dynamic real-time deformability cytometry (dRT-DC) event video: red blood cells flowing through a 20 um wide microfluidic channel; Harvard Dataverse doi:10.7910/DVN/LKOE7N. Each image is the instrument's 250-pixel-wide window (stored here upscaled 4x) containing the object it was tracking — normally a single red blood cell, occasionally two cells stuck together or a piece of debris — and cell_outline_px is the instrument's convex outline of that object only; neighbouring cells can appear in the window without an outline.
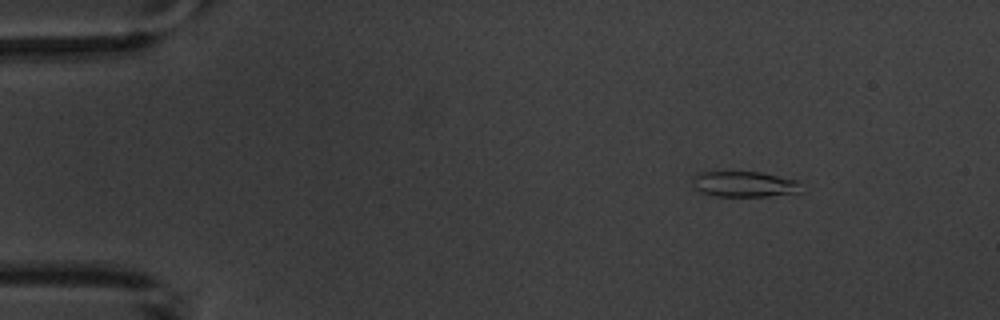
{"species": "common noctule bat (a hibernating species)", "species_latin": "Nyctalus noctula", "temperature_condition": "warm", "stored_images_in_passage": 5, "camera_frame_rate_fps": 3000, "um_per_image_px": 0.085, "animal": {"sex": "male", "body_mass_g": 20.1, "forearm_length_mm": 53.5}, "frame": {"image": 1, "passage_image": 2, "time_ms": 1.333, "image_size_px": [1000, 320], "cell_outline_px": [[804, 192], [768, 196], [712, 196], [696, 188], [692, 184], [692, 180], [700, 172], [760, 172], [796, 180]], "centroid_in_image_um": [63.3, 15.66], "position_along_channel_um": 21.7, "area_um2": 16.07}}